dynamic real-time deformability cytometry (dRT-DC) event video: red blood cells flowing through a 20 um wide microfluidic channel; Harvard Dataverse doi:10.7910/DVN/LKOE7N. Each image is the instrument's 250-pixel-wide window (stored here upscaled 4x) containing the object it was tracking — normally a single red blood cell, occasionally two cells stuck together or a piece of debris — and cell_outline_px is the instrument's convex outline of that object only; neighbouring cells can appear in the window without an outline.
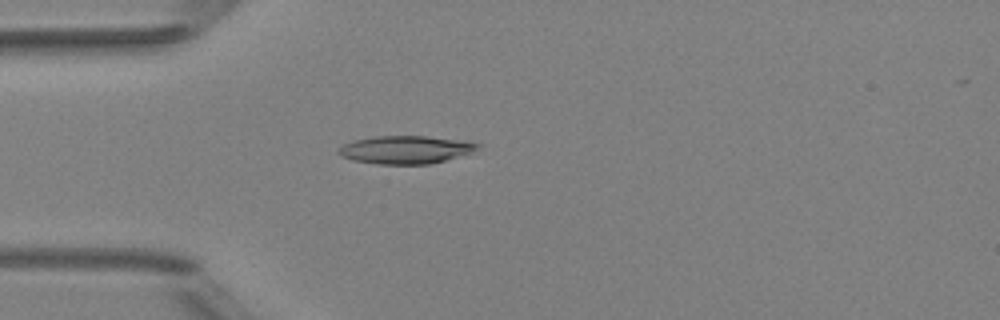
{"species": "Egyptian fruit bat (a non-hibernating species)", "species_latin": "Rousettus aegyptiacus", "temperature_condition": "room temperature", "stored_images_in_passage": 4, "camera_frame_rate_fps": 3000, "um_per_image_px": 0.085, "animal": {"sex": "female"}, "frame": {"image": 1, "passage_image": 4, "time_ms": 3.667, "image_size_px": [1000, 320], "cell_outline_px": [[480, 144], [476, 148], [468, 152], [444, 160], [428, 164], [376, 164], [352, 160], [336, 152], [344, 144], [352, 140], [376, 136], [424, 136]], "centroid_in_image_um": [34.33, 12.73], "position_along_channel_um": 50.7, "area_um2": 21.91}}